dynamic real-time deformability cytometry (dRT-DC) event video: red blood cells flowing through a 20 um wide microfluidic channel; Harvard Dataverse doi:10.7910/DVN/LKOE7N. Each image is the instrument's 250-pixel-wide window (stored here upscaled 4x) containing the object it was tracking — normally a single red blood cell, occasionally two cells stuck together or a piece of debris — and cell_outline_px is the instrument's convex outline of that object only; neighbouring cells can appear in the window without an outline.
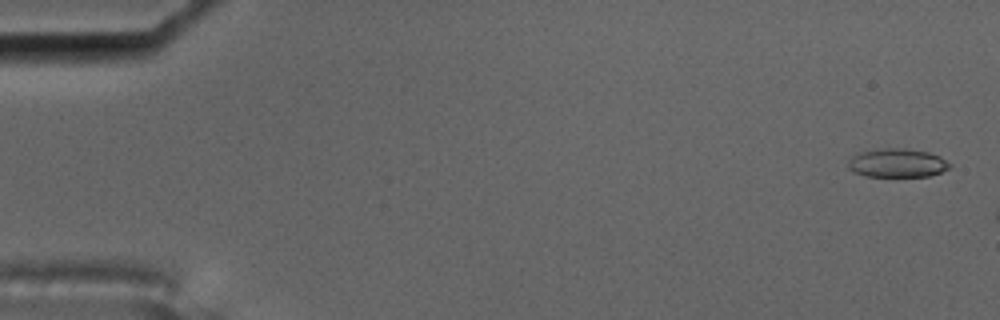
{"species": "common noctule bat (a hibernating species)", "species_latin": "Nyctalus noctula", "temperature_condition": "cold", "stored_images_in_passage": 3, "camera_frame_rate_fps": 3000, "um_per_image_px": 0.085, "animal": {"sex": "male", "body_mass_g": 17.5, "forearm_length_mm": 52.3}, "frame": {"image": 1, "passage_image": 1, "time_ms": 0.0, "image_size_px": [1000, 320], "cell_outline_px": [[952, 168], [928, 176], [864, 176], [852, 172], [848, 168], [848, 160], [852, 156], [860, 152], [884, 148], [904, 148], [928, 152], [940, 156], [952, 164]], "centroid_in_image_um": [76.27, 13.85], "position_along_channel_um": 8.7, "area_um2": 17.11}}